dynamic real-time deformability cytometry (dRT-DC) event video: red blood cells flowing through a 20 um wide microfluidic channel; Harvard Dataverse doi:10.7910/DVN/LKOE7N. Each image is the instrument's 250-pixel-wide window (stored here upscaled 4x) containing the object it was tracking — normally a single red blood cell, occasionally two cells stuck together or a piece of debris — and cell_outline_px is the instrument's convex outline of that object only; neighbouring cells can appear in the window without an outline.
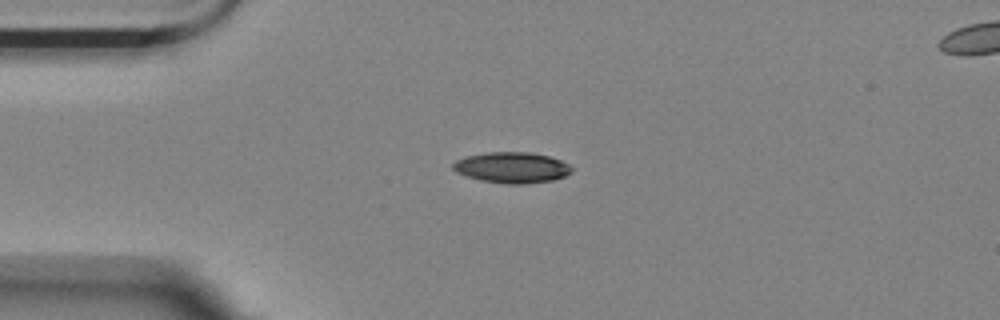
{"species": "Egyptian fruit bat (a non-hibernating species)", "species_latin": "Rousettus aegyptiacus", "temperature_condition": "room temperature", "stored_images_in_passage": 3, "segment_of_instrument_passage": [1, 2], "camera_frame_rate_fps": 3000, "um_per_image_px": 0.085, "animal": {"sex": "female"}, "frame": {"image": 1, "passage_image": 1, "time_ms": 0.0, "image_size_px": [1000, 320], "cell_outline_px": [[572, 172], [564, 176], [552, 180], [524, 184], [508, 184], [480, 180], [456, 172], [452, 168], [452, 164], [456, 160], [468, 156], [488, 152], [528, 152], [548, 156], [560, 160], [568, 164], [572, 168]], "centroid_in_image_um": [43.51, 14.24], "position_along_channel_um": 41.5, "area_um2": 21.15}}